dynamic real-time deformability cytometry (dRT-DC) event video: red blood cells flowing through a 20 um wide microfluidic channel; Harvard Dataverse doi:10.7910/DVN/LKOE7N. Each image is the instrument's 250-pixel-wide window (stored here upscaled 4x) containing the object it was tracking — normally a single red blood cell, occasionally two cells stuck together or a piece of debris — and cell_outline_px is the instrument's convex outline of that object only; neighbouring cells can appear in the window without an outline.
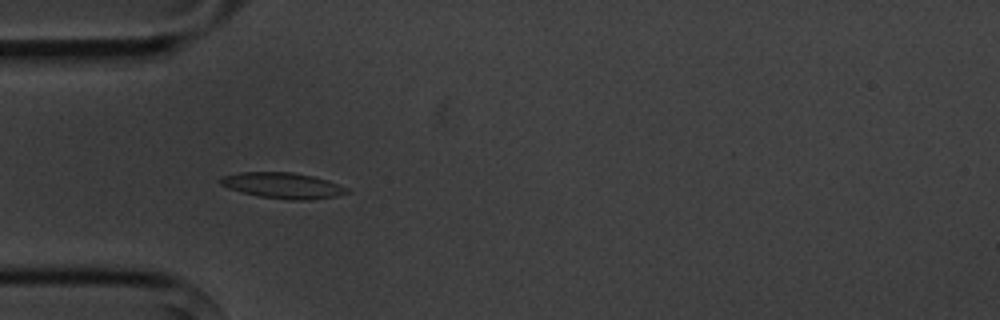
{"species": "common noctule bat (a hibernating species)", "species_latin": "Nyctalus noctula", "temperature_condition": "cold", "stored_images_in_passage": 13, "camera_frame_rate_fps": 3000, "um_per_image_px": 0.085, "animal": {"sex": "male", "body_mass_g": 20.1, "forearm_length_mm": 53.5}, "frame": {"image": 1, "passage_image": 3, "time_ms": 3.333, "image_size_px": [1000, 320], "cell_outline_px": [[348, 192], [336, 196], [308, 200], [292, 200], [260, 196], [240, 192], [228, 188], [220, 184], [220, 180], [224, 176], [240, 172], [292, 172], [312, 176], [328, 180], [348, 188]], "centroid_in_image_um": [24.04, 15.77], "position_along_channel_um": 61.0, "area_um2": 18.84}}
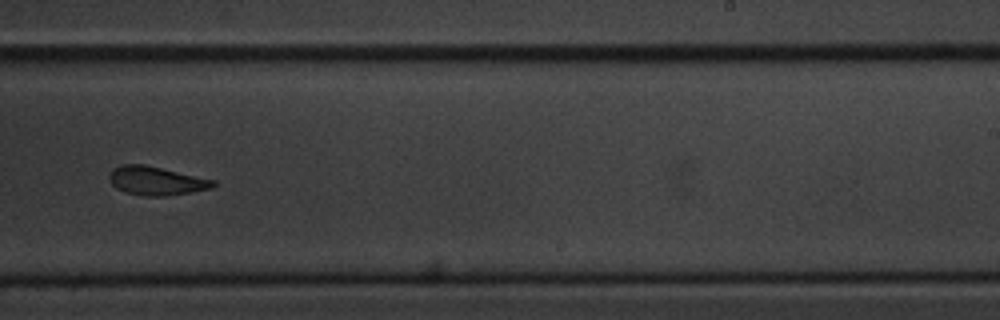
{"frame": {"image": 2, "passage_image": 8, "time_ms": 9.333, "image_size_px": [1000, 320], "cell_outline_px": [[216, 184], [212, 188], [164, 196], [144, 196], [124, 192], [116, 188], [108, 180], [108, 176], [112, 168], [124, 164], [144, 164], [216, 180]], "centroid_in_image_um": [13.24, 15.36], "position_along_channel_um": 275.8, "area_um2": 17.4}}
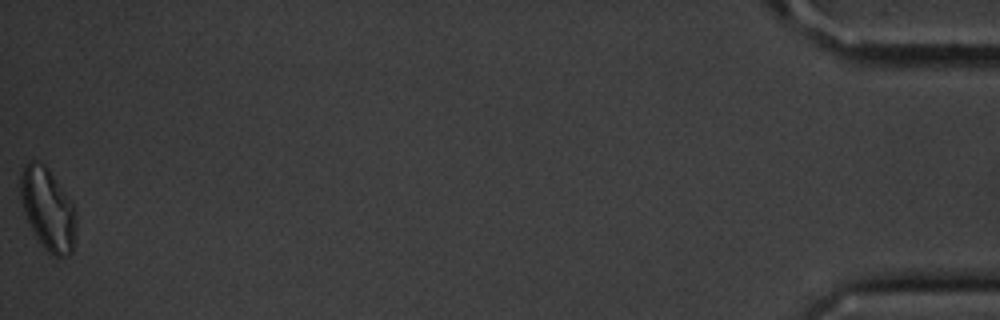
{"frame": {"image": 3, "passage_image": 13, "time_ms": 16.333, "image_size_px": [1000, 320], "cell_outline_px": [[76, 228], [72, 252], [68, 256], [56, 256], [48, 252], [44, 248], [36, 236], [28, 220], [20, 196], [20, 176], [24, 164], [28, 160], [36, 160], [44, 164], [48, 168], [72, 200], [76, 216]], "centroid_in_image_um": [4.08, 17.74], "position_along_channel_um": 431.1, "area_um2": 26.65}, "authors_computed_cell_mechanics": {"area_um2": 18.3804, "velocity_mm_per_s": 3.6113, "shape_relaxation_time_tau1_ms": 4.2332, "shape_relaxation_time_tau2_ms": 3.3581, "deformation_change_tau1": 0.1003, "deformation_change_tau2": 0.0922}}